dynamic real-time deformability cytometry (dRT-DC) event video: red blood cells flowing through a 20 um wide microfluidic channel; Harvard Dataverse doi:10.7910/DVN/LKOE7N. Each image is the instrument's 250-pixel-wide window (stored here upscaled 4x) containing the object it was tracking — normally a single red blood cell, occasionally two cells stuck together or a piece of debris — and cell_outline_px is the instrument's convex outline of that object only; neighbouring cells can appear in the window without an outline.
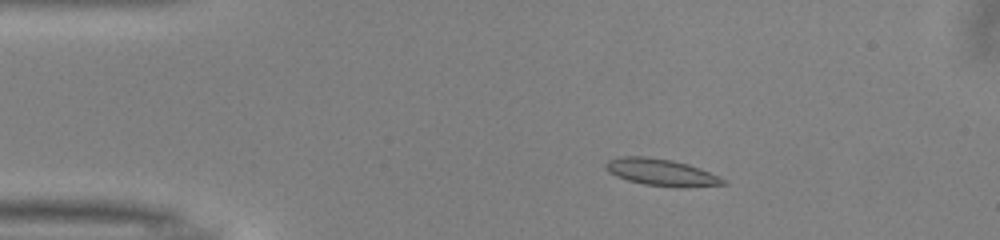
{"species": "common noctule bat (a hibernating species)", "species_latin": "Nyctalus noctula", "temperature_condition": "warm", "stored_images_in_passage": 50, "camera_frame_rate_fps": 3000, "um_per_image_px": 0.085, "animal": {"sex": "male", "body_mass_g": 13.0, "forearm_length_mm": 53.1}, "frame": {"image": 1, "passage_image": 8, "time_ms": 2.333, "image_size_px": [1000, 240], "cell_outline_px": [[728, 184], [680, 188], [676, 188], [644, 184], [628, 180], [616, 176], [608, 172], [604, 164], [608, 160], [620, 156], [644, 156], [672, 160], [688, 164], [700, 168], [728, 180]], "centroid_in_image_um": [56.23, 14.65], "position_along_channel_um": 28.8, "area_um2": 18.61}}
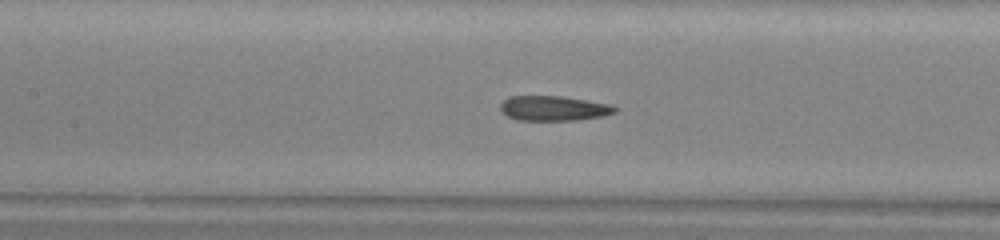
{"frame": {"image": 2, "passage_image": 22, "time_ms": 7.0, "image_size_px": [1000, 240], "cell_outline_px": [[616, 112], [604, 116], [576, 120], [516, 120], [508, 116], [500, 108], [500, 104], [508, 96], [560, 96], [608, 104], [616, 108]], "centroid_in_image_um": [47.03, 9.21], "position_along_channel_um": 160.4, "area_um2": 16.42}}
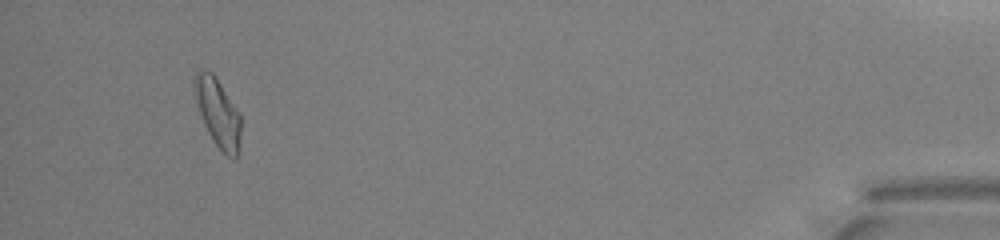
{"frame": {"image": 3, "passage_image": 47, "time_ms": 15.333, "image_size_px": [1000, 240], "cell_outline_px": [[240, 136], [236, 160], [228, 156], [216, 144], [208, 132], [204, 124], [200, 112], [196, 96], [196, 72], [200, 68], [204, 68], [212, 72], [216, 76], [240, 112]], "centroid_in_image_um": [18.56, 9.55], "position_along_channel_um": 416.6, "area_um2": 18.03}, "authors_computed_cell_mechanics": {"area_um2": 17.34, "velocity_mm_per_s": 3.9998, "shape_relaxation_time_tau1_ms": 4.7255, "shape_relaxation_time_tau2_ms": 2.3102, "deformation_change_tau1": 0.1808, "deformation_change_tau2": 0.0888}}